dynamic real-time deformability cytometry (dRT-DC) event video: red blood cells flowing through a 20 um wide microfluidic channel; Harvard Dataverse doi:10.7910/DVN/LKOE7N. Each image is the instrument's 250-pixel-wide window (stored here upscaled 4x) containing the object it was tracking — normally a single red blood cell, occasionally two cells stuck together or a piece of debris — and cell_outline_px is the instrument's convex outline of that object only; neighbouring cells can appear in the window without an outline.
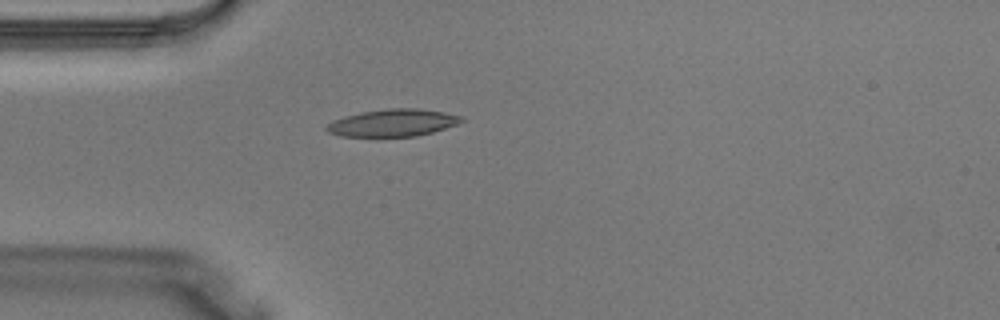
{"species": "Egyptian fruit bat (a non-hibernating species)", "species_latin": "Rousettus aegyptiacus", "temperature_condition": "warm", "stored_images_in_passage": 3, "camera_frame_rate_fps": 3000, "um_per_image_px": 0.085, "animal": {"sex": "male"}, "frame": {"image": 1, "passage_image": 3, "time_ms": 0.667, "image_size_px": [1000, 320], "cell_outline_px": [[468, 120], [432, 132], [416, 136], [340, 136], [328, 132], [324, 128], [332, 120], [344, 116], [360, 112], [388, 108], [416, 108], [444, 112], [464, 116]], "centroid_in_image_um": [33.4, 10.43], "position_along_channel_um": 51.6, "area_um2": 21.5}}